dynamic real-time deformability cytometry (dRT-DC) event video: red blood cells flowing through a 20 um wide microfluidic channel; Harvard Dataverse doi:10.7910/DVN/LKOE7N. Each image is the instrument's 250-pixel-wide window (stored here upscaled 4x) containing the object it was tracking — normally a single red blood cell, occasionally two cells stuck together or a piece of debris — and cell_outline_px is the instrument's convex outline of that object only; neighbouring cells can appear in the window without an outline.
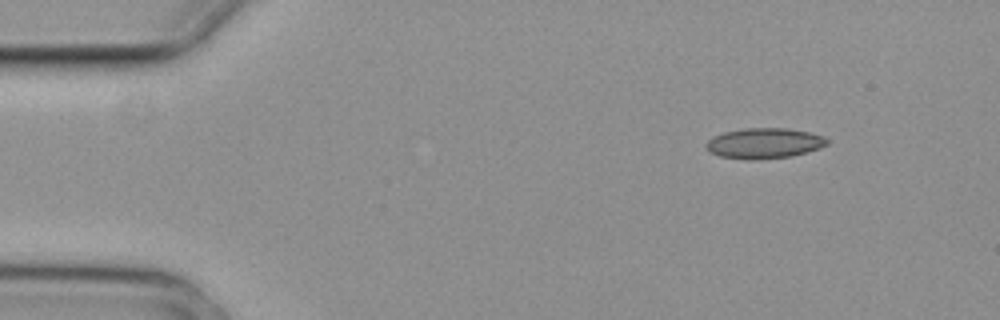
{"species": "common noctule bat (a hibernating species)", "species_latin": "Nyctalus noctula", "temperature_condition": "cold", "stored_images_in_passage": 4, "camera_frame_rate_fps": 3000, "um_per_image_px": 0.085, "animal": {"sex": "female", "body_mass_g": 29.2, "forearm_length_mm": 56.3}, "frame": {"image": 1, "passage_image": 1, "time_ms": 0.0, "image_size_px": [1000, 320], "cell_outline_px": [[828, 144], [820, 148], [792, 156], [756, 160], [748, 160], [720, 156], [708, 152], [704, 148], [704, 144], [712, 136], [724, 132], [744, 128], [788, 128], [808, 132], [824, 136], [828, 140]], "centroid_in_image_um": [64.91, 12.18], "position_along_channel_um": 20.1, "area_um2": 21.73}}